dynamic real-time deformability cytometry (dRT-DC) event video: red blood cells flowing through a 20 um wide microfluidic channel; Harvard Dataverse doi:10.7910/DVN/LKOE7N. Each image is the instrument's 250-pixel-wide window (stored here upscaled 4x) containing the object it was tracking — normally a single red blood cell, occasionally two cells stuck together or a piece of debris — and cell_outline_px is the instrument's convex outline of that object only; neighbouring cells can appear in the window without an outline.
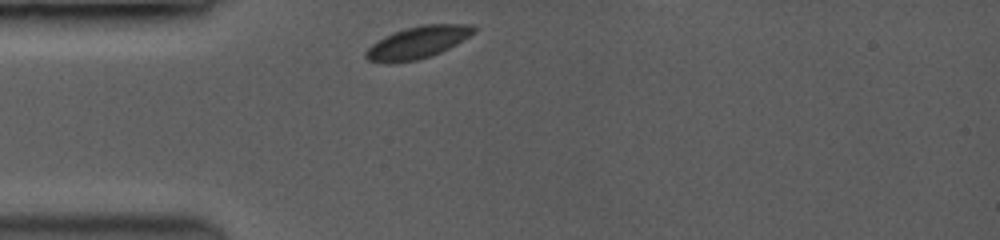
{"species": "common noctule bat (a hibernating species)", "species_latin": "Nyctalus noctula", "temperature_condition": "room temperature", "stored_images_in_passage": 4, "camera_frame_rate_fps": 3500, "um_per_image_px": 0.085, "animal": {"sex": "female", "body_mass_g": 19.0, "forearm_length_mm": 53.3}, "frame": {"image": 1, "passage_image": 1, "time_ms": 0.0, "image_size_px": [1000, 240], "cell_outline_px": [[476, 32], [456, 44], [440, 52], [416, 60], [368, 60], [364, 56], [364, 52], [372, 44], [384, 36], [404, 28], [424, 24], [476, 24]], "centroid_in_image_um": [35.58, 3.54], "position_along_channel_um": 49.4, "area_um2": 19.59}}